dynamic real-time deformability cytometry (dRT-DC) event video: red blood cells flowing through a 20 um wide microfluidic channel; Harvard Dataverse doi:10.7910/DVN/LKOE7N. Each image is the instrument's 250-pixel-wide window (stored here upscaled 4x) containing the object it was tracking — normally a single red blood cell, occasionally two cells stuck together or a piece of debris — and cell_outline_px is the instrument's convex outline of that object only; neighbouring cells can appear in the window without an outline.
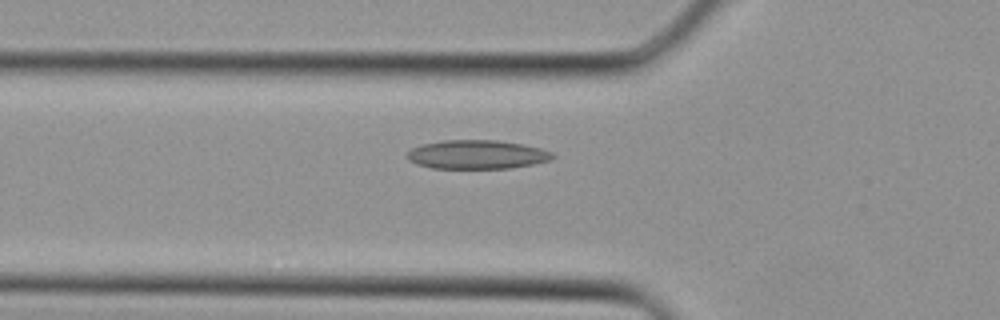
{"species": "Egyptian fruit bat (a non-hibernating species)", "species_latin": "Rousettus aegyptiacus", "temperature_condition": "cold", "stored_images_in_passage": 26, "camera_frame_rate_fps": 3000, "um_per_image_px": 0.085, "animal": {"sex": "female"}, "frame": {"image": 1, "passage_image": 2, "time_ms": 0.333, "image_size_px": [1000, 320], "cell_outline_px": [[556, 156], [548, 160], [532, 164], [512, 168], [432, 168], [416, 164], [408, 160], [408, 152], [412, 148], [424, 144], [444, 140], [496, 140], [524, 144], [540, 148], [552, 152]], "centroid_in_image_um": [40.55, 13.13], "position_along_channel_um": 85.2, "area_um2": 24.33}}
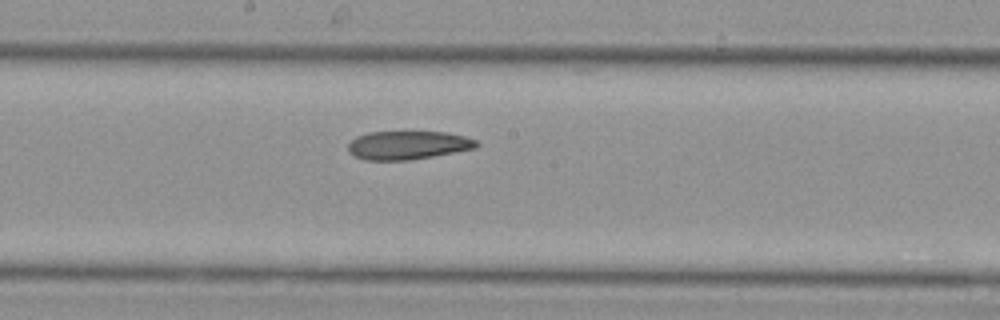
{"frame": {"image": 2, "passage_image": 9, "time_ms": 2.667, "image_size_px": [1000, 320], "cell_outline_px": [[480, 144], [476, 148], [432, 156], [408, 160], [364, 160], [352, 156], [348, 152], [348, 144], [356, 136], [368, 132], [448, 132], [464, 136], [476, 140]], "centroid_in_image_um": [34.64, 12.34], "position_along_channel_um": 213.6, "area_um2": 21.39}}
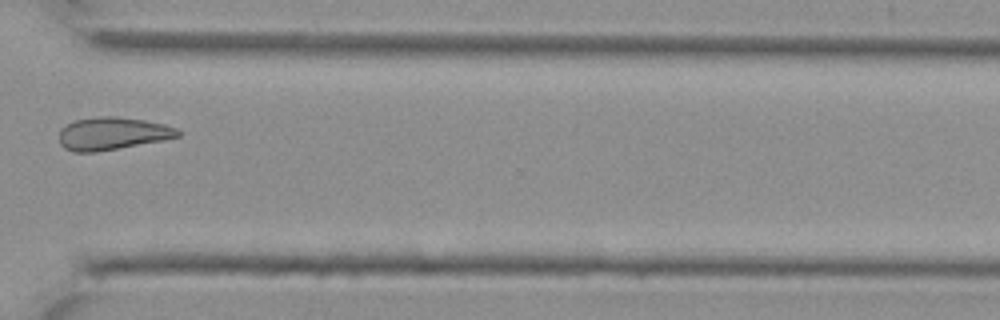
{"frame": {"image": 3, "passage_image": 17, "time_ms": 5.333, "image_size_px": [1000, 320], "cell_outline_px": [[180, 136], [160, 140], [96, 152], [72, 152], [64, 148], [60, 144], [60, 128], [64, 124], [76, 120], [96, 116], [116, 116], [144, 120], [164, 124], [176, 128], [180, 132]], "centroid_in_image_um": [9.49, 11.34], "position_along_channel_um": 361.1, "area_um2": 22.48}}